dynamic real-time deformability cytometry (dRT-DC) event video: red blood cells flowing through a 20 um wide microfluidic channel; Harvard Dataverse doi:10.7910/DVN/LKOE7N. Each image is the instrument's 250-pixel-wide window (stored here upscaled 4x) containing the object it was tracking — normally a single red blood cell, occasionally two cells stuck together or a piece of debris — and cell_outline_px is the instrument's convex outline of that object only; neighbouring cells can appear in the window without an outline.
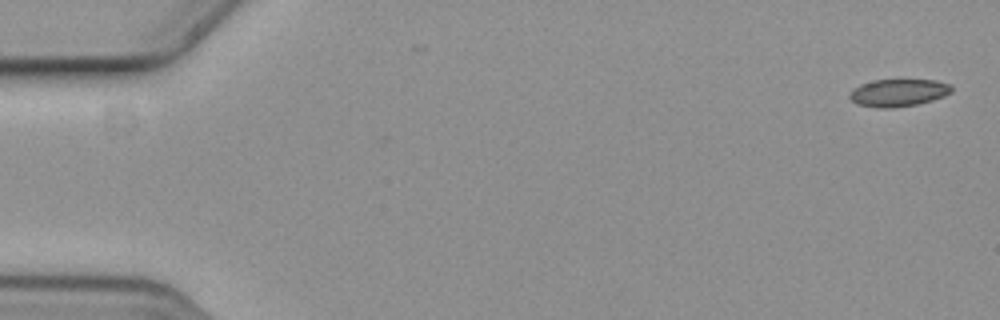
{"species": "common noctule bat (a hibernating species)", "species_latin": "Nyctalus noctula", "temperature_condition": "cold", "stored_images_in_passage": 2, "camera_frame_rate_fps": 3000, "um_per_image_px": 0.085, "animal": {"sex": "female", "body_mass_g": 19.3, "forearm_length_mm": 54.1}, "frame": {"image": 1, "passage_image": 2, "time_ms": 0.333, "image_size_px": [1000, 320], "cell_outline_px": [[952, 92], [944, 96], [932, 100], [916, 104], [892, 108], [876, 108], [856, 104], [848, 96], [848, 92], [852, 88], [860, 84], [872, 80], [936, 80], [952, 84]], "centroid_in_image_um": [76.33, 7.88], "position_along_channel_um": 8.7, "area_um2": 16.53}}